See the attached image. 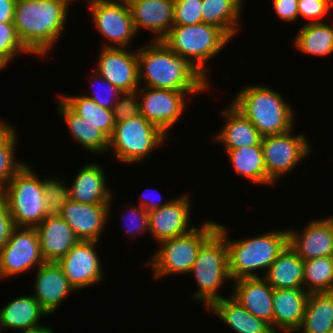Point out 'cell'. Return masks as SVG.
Segmentation results:
<instances>
[{
  "mask_svg": "<svg viewBox=\"0 0 333 333\" xmlns=\"http://www.w3.org/2000/svg\"><path fill=\"white\" fill-rule=\"evenodd\" d=\"M206 310L218 317L234 333L274 332L269 323L255 317L231 295L213 302Z\"/></svg>",
  "mask_w": 333,
  "mask_h": 333,
  "instance_id": "83f0119b",
  "label": "cell"
},
{
  "mask_svg": "<svg viewBox=\"0 0 333 333\" xmlns=\"http://www.w3.org/2000/svg\"><path fill=\"white\" fill-rule=\"evenodd\" d=\"M304 289L309 292H333V256L304 260Z\"/></svg>",
  "mask_w": 333,
  "mask_h": 333,
  "instance_id": "e575fe53",
  "label": "cell"
},
{
  "mask_svg": "<svg viewBox=\"0 0 333 333\" xmlns=\"http://www.w3.org/2000/svg\"><path fill=\"white\" fill-rule=\"evenodd\" d=\"M231 296L255 317L269 323L273 329V288L263 277L232 281Z\"/></svg>",
  "mask_w": 333,
  "mask_h": 333,
  "instance_id": "cb8c5ba5",
  "label": "cell"
},
{
  "mask_svg": "<svg viewBox=\"0 0 333 333\" xmlns=\"http://www.w3.org/2000/svg\"><path fill=\"white\" fill-rule=\"evenodd\" d=\"M231 98L230 103L250 120L262 136L282 134L295 128L298 113L282 92L271 86L247 82Z\"/></svg>",
  "mask_w": 333,
  "mask_h": 333,
  "instance_id": "277c9868",
  "label": "cell"
},
{
  "mask_svg": "<svg viewBox=\"0 0 333 333\" xmlns=\"http://www.w3.org/2000/svg\"><path fill=\"white\" fill-rule=\"evenodd\" d=\"M149 190L156 196L155 195L153 196V194H151V192H149ZM147 193H150V194H147ZM139 197H138L139 203H137V204L139 206H141L142 208H144L148 213H150L154 210H157L161 206L167 205L172 200L171 198H169V199H164L165 201H163L162 195H160L159 190L154 189L152 187L150 189L147 188V190L142 192Z\"/></svg>",
  "mask_w": 333,
  "mask_h": 333,
  "instance_id": "f6af8a7d",
  "label": "cell"
},
{
  "mask_svg": "<svg viewBox=\"0 0 333 333\" xmlns=\"http://www.w3.org/2000/svg\"><path fill=\"white\" fill-rule=\"evenodd\" d=\"M19 130L15 128L0 143V192L7 186L9 180L26 164L16 155L19 152Z\"/></svg>",
  "mask_w": 333,
  "mask_h": 333,
  "instance_id": "d590c367",
  "label": "cell"
},
{
  "mask_svg": "<svg viewBox=\"0 0 333 333\" xmlns=\"http://www.w3.org/2000/svg\"><path fill=\"white\" fill-rule=\"evenodd\" d=\"M48 333H57V331L55 332V330H52L51 332H48Z\"/></svg>",
  "mask_w": 333,
  "mask_h": 333,
  "instance_id": "f5cc1de1",
  "label": "cell"
},
{
  "mask_svg": "<svg viewBox=\"0 0 333 333\" xmlns=\"http://www.w3.org/2000/svg\"><path fill=\"white\" fill-rule=\"evenodd\" d=\"M202 0H174V25L202 23Z\"/></svg>",
  "mask_w": 333,
  "mask_h": 333,
  "instance_id": "b9f144b4",
  "label": "cell"
},
{
  "mask_svg": "<svg viewBox=\"0 0 333 333\" xmlns=\"http://www.w3.org/2000/svg\"><path fill=\"white\" fill-rule=\"evenodd\" d=\"M112 114L115 123L141 115L138 92H123L112 108Z\"/></svg>",
  "mask_w": 333,
  "mask_h": 333,
  "instance_id": "7bdbcfd3",
  "label": "cell"
},
{
  "mask_svg": "<svg viewBox=\"0 0 333 333\" xmlns=\"http://www.w3.org/2000/svg\"><path fill=\"white\" fill-rule=\"evenodd\" d=\"M218 221L206 218L193 230L157 244L158 247L142 264L152 272L153 280L170 276H187L198 256L200 247L217 231Z\"/></svg>",
  "mask_w": 333,
  "mask_h": 333,
  "instance_id": "5b68a950",
  "label": "cell"
},
{
  "mask_svg": "<svg viewBox=\"0 0 333 333\" xmlns=\"http://www.w3.org/2000/svg\"><path fill=\"white\" fill-rule=\"evenodd\" d=\"M244 5V0H202V23L220 28L233 41L243 31Z\"/></svg>",
  "mask_w": 333,
  "mask_h": 333,
  "instance_id": "f546056e",
  "label": "cell"
},
{
  "mask_svg": "<svg viewBox=\"0 0 333 333\" xmlns=\"http://www.w3.org/2000/svg\"><path fill=\"white\" fill-rule=\"evenodd\" d=\"M234 173L247 183L264 187L276 185L268 178L261 142L258 145L223 150ZM273 186V187H272Z\"/></svg>",
  "mask_w": 333,
  "mask_h": 333,
  "instance_id": "f1b7e54d",
  "label": "cell"
},
{
  "mask_svg": "<svg viewBox=\"0 0 333 333\" xmlns=\"http://www.w3.org/2000/svg\"><path fill=\"white\" fill-rule=\"evenodd\" d=\"M161 41L178 56L187 58L211 81L209 61L215 59L221 52L223 53L232 40L220 28L199 23L173 25Z\"/></svg>",
  "mask_w": 333,
  "mask_h": 333,
  "instance_id": "52a82bcc",
  "label": "cell"
},
{
  "mask_svg": "<svg viewBox=\"0 0 333 333\" xmlns=\"http://www.w3.org/2000/svg\"><path fill=\"white\" fill-rule=\"evenodd\" d=\"M140 114L151 124L159 128L169 138L170 130L182 123L180 120L190 107V100L210 92H180L172 89L139 87L137 90ZM188 99V100H187ZM188 105V106H187ZM177 123V124H176ZM173 127V128H172ZM171 128V129H170Z\"/></svg>",
  "mask_w": 333,
  "mask_h": 333,
  "instance_id": "8fae6325",
  "label": "cell"
},
{
  "mask_svg": "<svg viewBox=\"0 0 333 333\" xmlns=\"http://www.w3.org/2000/svg\"><path fill=\"white\" fill-rule=\"evenodd\" d=\"M14 227L6 201L0 194V250L8 241Z\"/></svg>",
  "mask_w": 333,
  "mask_h": 333,
  "instance_id": "bcb514c9",
  "label": "cell"
},
{
  "mask_svg": "<svg viewBox=\"0 0 333 333\" xmlns=\"http://www.w3.org/2000/svg\"><path fill=\"white\" fill-rule=\"evenodd\" d=\"M228 225L230 224L225 225L218 221L217 230L226 239L228 271L232 281L242 278L263 277L267 269L277 259V256L288 245L287 227L284 229H267L265 232H260L253 237L249 236V238L233 239L229 236L231 235L229 234L231 229L228 228Z\"/></svg>",
  "mask_w": 333,
  "mask_h": 333,
  "instance_id": "3957f363",
  "label": "cell"
},
{
  "mask_svg": "<svg viewBox=\"0 0 333 333\" xmlns=\"http://www.w3.org/2000/svg\"><path fill=\"white\" fill-rule=\"evenodd\" d=\"M188 275L196 283L192 298L199 304L202 303L205 311L213 302L231 295V291L227 296L219 293L232 280L228 271L226 239L218 230L200 247Z\"/></svg>",
  "mask_w": 333,
  "mask_h": 333,
  "instance_id": "8992f818",
  "label": "cell"
},
{
  "mask_svg": "<svg viewBox=\"0 0 333 333\" xmlns=\"http://www.w3.org/2000/svg\"><path fill=\"white\" fill-rule=\"evenodd\" d=\"M71 2H73V6H74V1L77 2V0H70ZM81 1V0H80ZM83 1V0H82ZM88 1H91V0H85V2H88Z\"/></svg>",
  "mask_w": 333,
  "mask_h": 333,
  "instance_id": "816d5d0a",
  "label": "cell"
},
{
  "mask_svg": "<svg viewBox=\"0 0 333 333\" xmlns=\"http://www.w3.org/2000/svg\"><path fill=\"white\" fill-rule=\"evenodd\" d=\"M124 205L126 207L123 206L124 209L120 216L123 222L122 228L124 233L126 232L124 235H127V239L131 238L136 241L137 237L149 235V213L138 204L129 202Z\"/></svg>",
  "mask_w": 333,
  "mask_h": 333,
  "instance_id": "f35d334b",
  "label": "cell"
},
{
  "mask_svg": "<svg viewBox=\"0 0 333 333\" xmlns=\"http://www.w3.org/2000/svg\"><path fill=\"white\" fill-rule=\"evenodd\" d=\"M140 87L180 92H213L209 79L187 58L175 54L161 40L138 44Z\"/></svg>",
  "mask_w": 333,
  "mask_h": 333,
  "instance_id": "7a4b0ae2",
  "label": "cell"
},
{
  "mask_svg": "<svg viewBox=\"0 0 333 333\" xmlns=\"http://www.w3.org/2000/svg\"><path fill=\"white\" fill-rule=\"evenodd\" d=\"M111 1L123 4V5H126V6H130L132 3L136 2V1H139V0H111Z\"/></svg>",
  "mask_w": 333,
  "mask_h": 333,
  "instance_id": "f907efd6",
  "label": "cell"
},
{
  "mask_svg": "<svg viewBox=\"0 0 333 333\" xmlns=\"http://www.w3.org/2000/svg\"><path fill=\"white\" fill-rule=\"evenodd\" d=\"M100 162L91 160L79 168L69 183L71 200L87 204H109L115 190L110 187L107 172ZM114 191V192H113Z\"/></svg>",
  "mask_w": 333,
  "mask_h": 333,
  "instance_id": "44dd1931",
  "label": "cell"
},
{
  "mask_svg": "<svg viewBox=\"0 0 333 333\" xmlns=\"http://www.w3.org/2000/svg\"><path fill=\"white\" fill-rule=\"evenodd\" d=\"M5 120L0 117V143L16 128L13 123H10L6 118Z\"/></svg>",
  "mask_w": 333,
  "mask_h": 333,
  "instance_id": "c3c4849f",
  "label": "cell"
},
{
  "mask_svg": "<svg viewBox=\"0 0 333 333\" xmlns=\"http://www.w3.org/2000/svg\"><path fill=\"white\" fill-rule=\"evenodd\" d=\"M227 107L217 112L223 119V125L219 131L212 133L208 138L214 144L220 143L223 150L258 145L262 135L256 127L238 111L230 102ZM217 132V133H216Z\"/></svg>",
  "mask_w": 333,
  "mask_h": 333,
  "instance_id": "603a6c76",
  "label": "cell"
},
{
  "mask_svg": "<svg viewBox=\"0 0 333 333\" xmlns=\"http://www.w3.org/2000/svg\"><path fill=\"white\" fill-rule=\"evenodd\" d=\"M295 51L315 57H326L333 53V21L301 24L292 38Z\"/></svg>",
  "mask_w": 333,
  "mask_h": 333,
  "instance_id": "1f68e13d",
  "label": "cell"
},
{
  "mask_svg": "<svg viewBox=\"0 0 333 333\" xmlns=\"http://www.w3.org/2000/svg\"><path fill=\"white\" fill-rule=\"evenodd\" d=\"M101 241L79 240L57 261L69 284L76 292L104 283L106 274L98 245Z\"/></svg>",
  "mask_w": 333,
  "mask_h": 333,
  "instance_id": "5bb4252c",
  "label": "cell"
},
{
  "mask_svg": "<svg viewBox=\"0 0 333 333\" xmlns=\"http://www.w3.org/2000/svg\"><path fill=\"white\" fill-rule=\"evenodd\" d=\"M30 164L26 162L0 192L15 227L36 228L47 217L43 177Z\"/></svg>",
  "mask_w": 333,
  "mask_h": 333,
  "instance_id": "9c48e42d",
  "label": "cell"
},
{
  "mask_svg": "<svg viewBox=\"0 0 333 333\" xmlns=\"http://www.w3.org/2000/svg\"><path fill=\"white\" fill-rule=\"evenodd\" d=\"M169 140L165 133L139 115L115 124L106 154H111L116 164L138 165L150 159V155Z\"/></svg>",
  "mask_w": 333,
  "mask_h": 333,
  "instance_id": "ba28073f",
  "label": "cell"
},
{
  "mask_svg": "<svg viewBox=\"0 0 333 333\" xmlns=\"http://www.w3.org/2000/svg\"><path fill=\"white\" fill-rule=\"evenodd\" d=\"M72 4L70 0L16 1L13 23L20 42L32 57H51L66 33Z\"/></svg>",
  "mask_w": 333,
  "mask_h": 333,
  "instance_id": "6da1fadb",
  "label": "cell"
},
{
  "mask_svg": "<svg viewBox=\"0 0 333 333\" xmlns=\"http://www.w3.org/2000/svg\"><path fill=\"white\" fill-rule=\"evenodd\" d=\"M276 18L288 24L298 21V0H272Z\"/></svg>",
  "mask_w": 333,
  "mask_h": 333,
  "instance_id": "ee69618b",
  "label": "cell"
},
{
  "mask_svg": "<svg viewBox=\"0 0 333 333\" xmlns=\"http://www.w3.org/2000/svg\"><path fill=\"white\" fill-rule=\"evenodd\" d=\"M0 54L11 62L20 55H32L20 42L13 22H0Z\"/></svg>",
  "mask_w": 333,
  "mask_h": 333,
  "instance_id": "60d3db41",
  "label": "cell"
},
{
  "mask_svg": "<svg viewBox=\"0 0 333 333\" xmlns=\"http://www.w3.org/2000/svg\"><path fill=\"white\" fill-rule=\"evenodd\" d=\"M44 262L36 228L14 227L0 250V280L33 273Z\"/></svg>",
  "mask_w": 333,
  "mask_h": 333,
  "instance_id": "4fadbf2b",
  "label": "cell"
},
{
  "mask_svg": "<svg viewBox=\"0 0 333 333\" xmlns=\"http://www.w3.org/2000/svg\"><path fill=\"white\" fill-rule=\"evenodd\" d=\"M90 73V76H88V78H90L87 79V81L91 82L89 84H91L90 86L93 88H89L91 92L87 93L84 91L86 95H82L94 100L100 107L112 110L123 92L93 69Z\"/></svg>",
  "mask_w": 333,
  "mask_h": 333,
  "instance_id": "74e56055",
  "label": "cell"
},
{
  "mask_svg": "<svg viewBox=\"0 0 333 333\" xmlns=\"http://www.w3.org/2000/svg\"><path fill=\"white\" fill-rule=\"evenodd\" d=\"M34 272V286L31 295L49 316H53L67 297L76 291L69 284L57 262H44Z\"/></svg>",
  "mask_w": 333,
  "mask_h": 333,
  "instance_id": "ffe728a7",
  "label": "cell"
},
{
  "mask_svg": "<svg viewBox=\"0 0 333 333\" xmlns=\"http://www.w3.org/2000/svg\"><path fill=\"white\" fill-rule=\"evenodd\" d=\"M58 100V102H57ZM56 103L57 115L64 121L66 130L69 132L68 138L73 139L81 147L82 152L85 150L89 154L93 153L102 156L108 151L109 137L96 126L90 125L79 115L74 113L58 96Z\"/></svg>",
  "mask_w": 333,
  "mask_h": 333,
  "instance_id": "484cf974",
  "label": "cell"
},
{
  "mask_svg": "<svg viewBox=\"0 0 333 333\" xmlns=\"http://www.w3.org/2000/svg\"><path fill=\"white\" fill-rule=\"evenodd\" d=\"M54 176L43 177L47 216L61 215L62 208L71 200L68 181Z\"/></svg>",
  "mask_w": 333,
  "mask_h": 333,
  "instance_id": "8d00e7d4",
  "label": "cell"
},
{
  "mask_svg": "<svg viewBox=\"0 0 333 333\" xmlns=\"http://www.w3.org/2000/svg\"><path fill=\"white\" fill-rule=\"evenodd\" d=\"M308 221L300 230L287 227L289 246L303 260L333 256V215Z\"/></svg>",
  "mask_w": 333,
  "mask_h": 333,
  "instance_id": "e0dca14e",
  "label": "cell"
},
{
  "mask_svg": "<svg viewBox=\"0 0 333 333\" xmlns=\"http://www.w3.org/2000/svg\"><path fill=\"white\" fill-rule=\"evenodd\" d=\"M17 0H0V22H13Z\"/></svg>",
  "mask_w": 333,
  "mask_h": 333,
  "instance_id": "7dc6e473",
  "label": "cell"
},
{
  "mask_svg": "<svg viewBox=\"0 0 333 333\" xmlns=\"http://www.w3.org/2000/svg\"><path fill=\"white\" fill-rule=\"evenodd\" d=\"M46 317L49 314L31 294L16 296L0 307V332L7 329L17 333H48L54 329L42 325Z\"/></svg>",
  "mask_w": 333,
  "mask_h": 333,
  "instance_id": "d6986e66",
  "label": "cell"
},
{
  "mask_svg": "<svg viewBox=\"0 0 333 333\" xmlns=\"http://www.w3.org/2000/svg\"><path fill=\"white\" fill-rule=\"evenodd\" d=\"M333 331V292L309 294L302 323L296 333Z\"/></svg>",
  "mask_w": 333,
  "mask_h": 333,
  "instance_id": "d6a6232c",
  "label": "cell"
},
{
  "mask_svg": "<svg viewBox=\"0 0 333 333\" xmlns=\"http://www.w3.org/2000/svg\"><path fill=\"white\" fill-rule=\"evenodd\" d=\"M129 9L136 32L145 29L150 40H162L174 25V0H139Z\"/></svg>",
  "mask_w": 333,
  "mask_h": 333,
  "instance_id": "7402d4cb",
  "label": "cell"
},
{
  "mask_svg": "<svg viewBox=\"0 0 333 333\" xmlns=\"http://www.w3.org/2000/svg\"><path fill=\"white\" fill-rule=\"evenodd\" d=\"M115 193L109 204L78 203L73 200L62 208L61 217L72 228L75 236L84 241H101L112 217ZM113 204V205H112Z\"/></svg>",
  "mask_w": 333,
  "mask_h": 333,
  "instance_id": "ac0fdd59",
  "label": "cell"
},
{
  "mask_svg": "<svg viewBox=\"0 0 333 333\" xmlns=\"http://www.w3.org/2000/svg\"><path fill=\"white\" fill-rule=\"evenodd\" d=\"M186 193V194H185ZM171 197L165 206L149 213V235L156 244L193 230V200L189 193ZM188 194V195H187ZM192 219V220H191Z\"/></svg>",
  "mask_w": 333,
  "mask_h": 333,
  "instance_id": "2e32d148",
  "label": "cell"
},
{
  "mask_svg": "<svg viewBox=\"0 0 333 333\" xmlns=\"http://www.w3.org/2000/svg\"><path fill=\"white\" fill-rule=\"evenodd\" d=\"M137 47H100L92 69L122 92L137 91L140 87Z\"/></svg>",
  "mask_w": 333,
  "mask_h": 333,
  "instance_id": "9a60e30c",
  "label": "cell"
},
{
  "mask_svg": "<svg viewBox=\"0 0 333 333\" xmlns=\"http://www.w3.org/2000/svg\"><path fill=\"white\" fill-rule=\"evenodd\" d=\"M273 333H283V332H273ZM284 333H290V332H284Z\"/></svg>",
  "mask_w": 333,
  "mask_h": 333,
  "instance_id": "db71d44e",
  "label": "cell"
},
{
  "mask_svg": "<svg viewBox=\"0 0 333 333\" xmlns=\"http://www.w3.org/2000/svg\"><path fill=\"white\" fill-rule=\"evenodd\" d=\"M294 131L293 128L286 133L262 136L267 176L275 185L280 184L278 181H283L284 177L296 170L306 158L308 160L315 151L306 132Z\"/></svg>",
  "mask_w": 333,
  "mask_h": 333,
  "instance_id": "30bf717a",
  "label": "cell"
},
{
  "mask_svg": "<svg viewBox=\"0 0 333 333\" xmlns=\"http://www.w3.org/2000/svg\"><path fill=\"white\" fill-rule=\"evenodd\" d=\"M87 8L93 27L105 41L101 47L131 48L137 38L129 6L111 0H91ZM136 37V38H135ZM132 44V45H131Z\"/></svg>",
  "mask_w": 333,
  "mask_h": 333,
  "instance_id": "7c38bea8",
  "label": "cell"
},
{
  "mask_svg": "<svg viewBox=\"0 0 333 333\" xmlns=\"http://www.w3.org/2000/svg\"><path fill=\"white\" fill-rule=\"evenodd\" d=\"M331 13H333L332 0H298V21L304 19L303 24L331 21Z\"/></svg>",
  "mask_w": 333,
  "mask_h": 333,
  "instance_id": "ab89813d",
  "label": "cell"
},
{
  "mask_svg": "<svg viewBox=\"0 0 333 333\" xmlns=\"http://www.w3.org/2000/svg\"><path fill=\"white\" fill-rule=\"evenodd\" d=\"M57 96L83 120L96 126L109 138L112 136L115 122L112 110L100 107L94 100L80 94L71 95L67 92L58 93Z\"/></svg>",
  "mask_w": 333,
  "mask_h": 333,
  "instance_id": "836d02e7",
  "label": "cell"
},
{
  "mask_svg": "<svg viewBox=\"0 0 333 333\" xmlns=\"http://www.w3.org/2000/svg\"><path fill=\"white\" fill-rule=\"evenodd\" d=\"M263 278L273 289L304 288V260L288 244Z\"/></svg>",
  "mask_w": 333,
  "mask_h": 333,
  "instance_id": "4dcf8cb0",
  "label": "cell"
},
{
  "mask_svg": "<svg viewBox=\"0 0 333 333\" xmlns=\"http://www.w3.org/2000/svg\"><path fill=\"white\" fill-rule=\"evenodd\" d=\"M36 230L45 262H57L79 241L60 215L47 216Z\"/></svg>",
  "mask_w": 333,
  "mask_h": 333,
  "instance_id": "4316f807",
  "label": "cell"
},
{
  "mask_svg": "<svg viewBox=\"0 0 333 333\" xmlns=\"http://www.w3.org/2000/svg\"><path fill=\"white\" fill-rule=\"evenodd\" d=\"M11 63L12 62L7 57L0 54V72H2V70H6L7 66H11Z\"/></svg>",
  "mask_w": 333,
  "mask_h": 333,
  "instance_id": "681fc988",
  "label": "cell"
},
{
  "mask_svg": "<svg viewBox=\"0 0 333 333\" xmlns=\"http://www.w3.org/2000/svg\"><path fill=\"white\" fill-rule=\"evenodd\" d=\"M304 288L273 290V331L296 333L299 329L309 297Z\"/></svg>",
  "mask_w": 333,
  "mask_h": 333,
  "instance_id": "d4e9b609",
  "label": "cell"
}]
</instances>
